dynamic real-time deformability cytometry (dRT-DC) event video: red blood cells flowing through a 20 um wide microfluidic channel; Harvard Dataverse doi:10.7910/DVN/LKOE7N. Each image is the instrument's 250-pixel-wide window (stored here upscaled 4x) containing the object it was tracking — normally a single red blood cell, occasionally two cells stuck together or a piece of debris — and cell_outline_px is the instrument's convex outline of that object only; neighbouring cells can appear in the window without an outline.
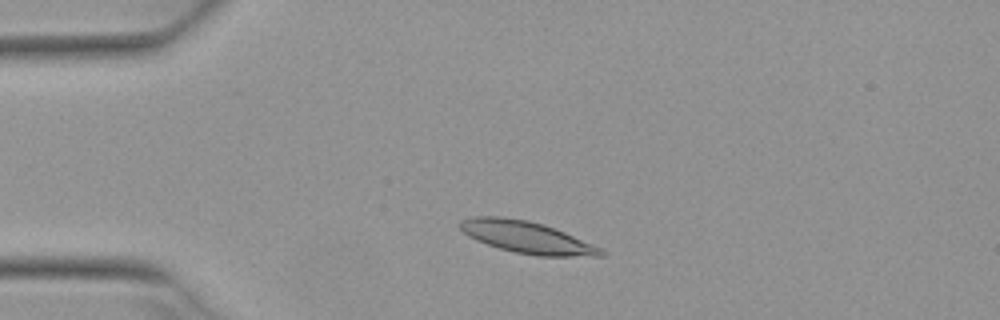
{"species": "Egyptian fruit bat (a non-hibernating species)", "species_latin": "Rousettus aegyptiacus", "temperature_condition": "warm", "stored_images_in_passage": 4, "camera_frame_rate_fps": 3000, "um_per_image_px": 0.085, "animal": {"sex": "female"}, "frame": {"image": 1, "passage_image": 2, "time_ms": 0.333, "image_size_px": [1000, 320], "cell_outline_px": [[604, 256], [536, 256], [516, 252], [500, 248], [476, 240], [468, 236], [460, 228], [460, 220], [472, 216], [500, 216], [528, 220], [544, 224], [564, 232], [592, 244], [600, 248], [604, 252]], "centroid_in_image_um": [44.74, 20.15], "position_along_channel_um": 40.3, "area_um2": 25.95}}
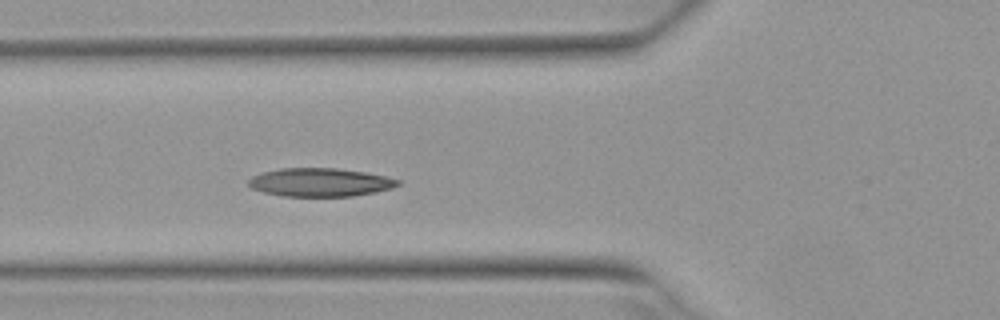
{"frame": {"image": 2, "passage_image": 4, "time_ms": 1.0, "image_size_px": [1000, 320], "cell_outline_px": [[400, 184], [392, 188], [376, 192], [352, 196], [284, 196], [264, 192], [252, 188], [248, 184], [248, 180], [252, 176], [260, 172], [280, 168], [336, 168], [364, 172], [384, 176], [400, 180]], "centroid_in_image_um": [27.19, 15.49], "position_along_channel_um": 98.6, "area_um2": 24.68}}